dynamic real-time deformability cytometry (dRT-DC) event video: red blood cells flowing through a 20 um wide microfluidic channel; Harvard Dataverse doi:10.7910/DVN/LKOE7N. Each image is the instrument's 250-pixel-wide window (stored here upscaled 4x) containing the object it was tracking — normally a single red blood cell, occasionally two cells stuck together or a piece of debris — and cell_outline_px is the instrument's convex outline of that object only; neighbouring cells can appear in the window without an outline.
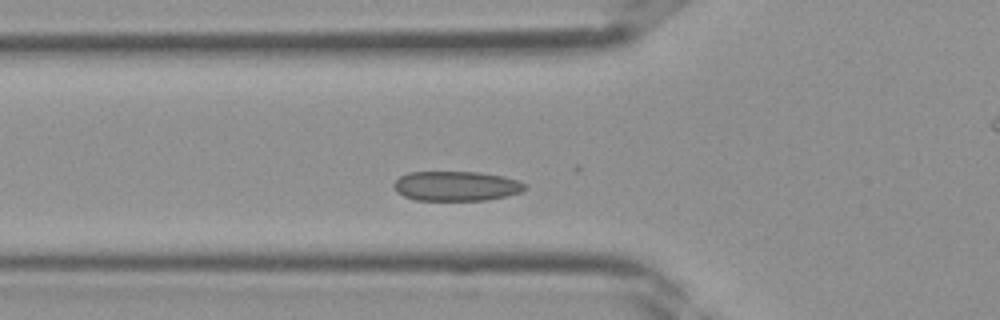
{"species": "Egyptian fruit bat (a non-hibernating species)", "species_latin": "Rousettus aegyptiacus", "temperature_condition": "room temperature", "stored_images_in_passage": 28, "camera_frame_rate_fps": 3000, "um_per_image_px": 0.085, "frame": {"image": 1, "passage_image": 2, "time_ms": 0.333, "image_size_px": [1000, 320], "cell_outline_px": [[528, 188], [520, 192], [508, 196], [484, 200], [416, 200], [404, 196], [396, 192], [392, 184], [400, 176], [408, 172], [480, 172], [504, 176], [528, 184]], "centroid_in_image_um": [38.79, 15.81], "position_along_channel_um": 87.0, "area_um2": 22.89}}
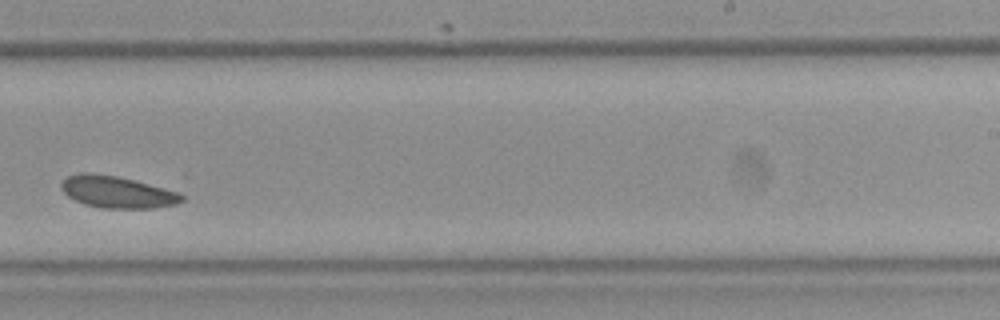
{"frame": {"image": 2, "passage_image": 13, "time_ms": 4.0, "image_size_px": [1000, 320], "cell_outline_px": [[184, 200], [176, 204], [152, 208], [104, 208], [84, 204], [68, 196], [60, 188], [60, 184], [68, 176], [84, 172], [88, 172], [116, 176], [180, 192], [184, 196]], "centroid_in_image_um": [9.96, 16.32], "position_along_channel_um": 279.0, "area_um2": 22.14}}
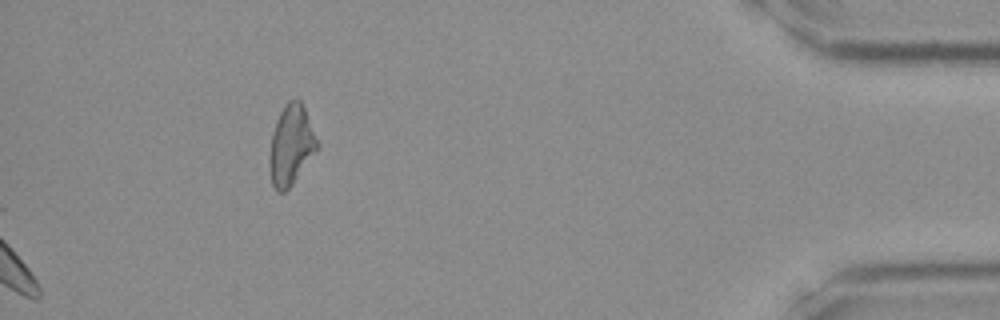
{"frame": {"image": 3, "passage_image": 28, "time_ms": 9.0, "image_size_px": [1000, 320], "cell_outline_px": [[320, 144], [316, 152], [292, 184], [284, 192], [276, 192], [272, 184], [268, 164], [268, 160], [272, 132], [276, 120], [284, 104], [288, 100], [300, 100], [304, 108]], "centroid_in_image_um": [24.72, 12.35], "position_along_channel_um": 410.5, "area_um2": 22.31}}